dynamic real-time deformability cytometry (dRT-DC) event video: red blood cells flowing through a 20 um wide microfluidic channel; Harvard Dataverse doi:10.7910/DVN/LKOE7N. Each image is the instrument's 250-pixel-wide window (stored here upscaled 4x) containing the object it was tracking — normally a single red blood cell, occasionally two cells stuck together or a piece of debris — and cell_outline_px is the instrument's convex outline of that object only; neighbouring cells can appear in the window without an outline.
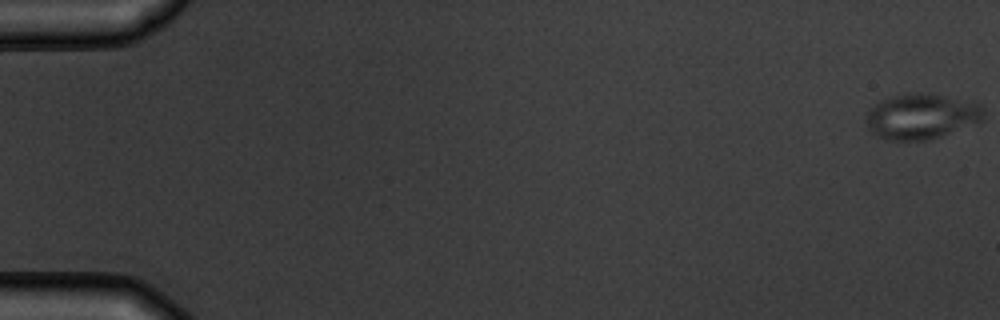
{"species": "common noctule bat (a hibernating species)", "species_latin": "Nyctalus noctula", "temperature_condition": "warm", "stored_images_in_passage": 5, "camera_frame_rate_fps": 3000, "um_per_image_px": 0.085, "animal": {"sex": "male", "body_mass_g": 19.5, "forearm_length_mm": 54.6}, "frame": {"image": 1, "passage_image": 1, "time_ms": 0.0, "image_size_px": [1000, 320], "cell_outline_px": [[984, 120], [940, 136], [928, 140], [888, 140], [872, 132], [868, 128], [868, 108], [892, 96], [904, 92], [920, 92], [944, 96], [980, 104], [984, 108]], "centroid_in_image_um": [78.33, 9.88], "position_along_channel_um": 6.7, "area_um2": 30.75}}